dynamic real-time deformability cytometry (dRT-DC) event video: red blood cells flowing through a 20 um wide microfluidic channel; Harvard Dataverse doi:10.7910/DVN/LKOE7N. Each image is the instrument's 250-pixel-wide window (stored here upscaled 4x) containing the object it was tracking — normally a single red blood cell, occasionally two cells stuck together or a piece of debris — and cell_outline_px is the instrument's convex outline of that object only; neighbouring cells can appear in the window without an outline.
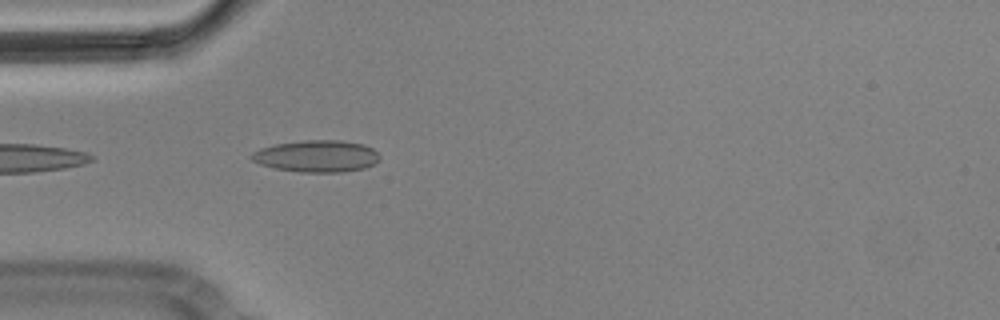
{"species": "Egyptian fruit bat (a non-hibernating species)", "species_latin": "Rousettus aegyptiacus", "temperature_condition": "cold", "stored_images_in_passage": 2, "camera_frame_rate_fps": 3000, "um_per_image_px": 0.085, "animal": {"sex": "male"}, "frame": {"image": 1, "passage_image": 2, "time_ms": 0.333, "image_size_px": [1000, 320], "cell_outline_px": [[380, 160], [364, 168], [340, 172], [300, 172], [276, 168], [260, 164], [252, 160], [248, 156], [252, 152], [260, 148], [276, 144], [304, 140], [340, 140], [364, 144], [372, 148], [380, 156]], "centroid_in_image_um": [26.9, 13.26], "position_along_channel_um": 58.1, "area_um2": 23.76}}